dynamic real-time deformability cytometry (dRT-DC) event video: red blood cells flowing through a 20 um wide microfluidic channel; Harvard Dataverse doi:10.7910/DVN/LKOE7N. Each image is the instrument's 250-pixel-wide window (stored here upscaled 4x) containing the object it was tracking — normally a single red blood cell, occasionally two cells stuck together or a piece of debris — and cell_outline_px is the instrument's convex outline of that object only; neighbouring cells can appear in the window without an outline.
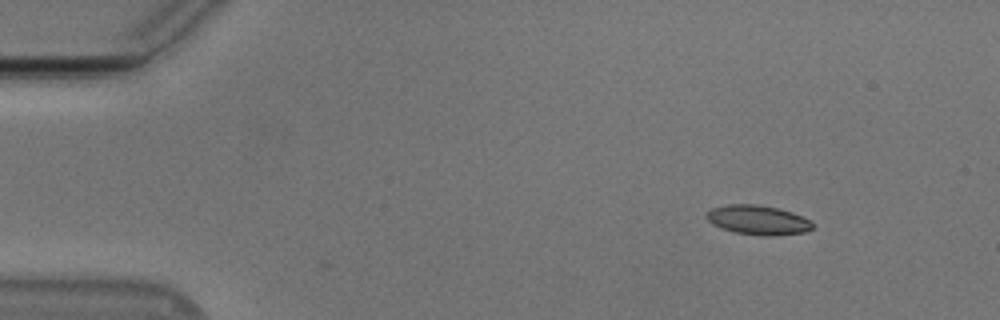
{"species": "Egyptian fruit bat (a non-hibernating species)", "species_latin": "Rousettus aegyptiacus", "temperature_condition": "cold", "stored_images_in_passage": 2, "camera_frame_rate_fps": 3000, "um_per_image_px": 0.085, "animal": {"sex": "male"}, "frame": {"image": 1, "passage_image": 1, "time_ms": 0.0, "image_size_px": [1000, 320], "cell_outline_px": [[816, 224], [812, 228], [804, 232], [776, 236], [760, 236], [732, 232], [720, 228], [712, 224], [704, 216], [712, 208], [728, 204], [756, 204], [776, 208], [792, 212]], "centroid_in_image_um": [64.4, 18.71], "position_along_channel_um": 20.6, "area_um2": 18.32}}